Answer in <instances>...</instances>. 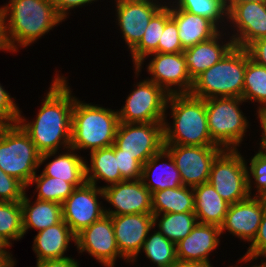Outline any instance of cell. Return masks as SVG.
Returning <instances> with one entry per match:
<instances>
[{
  "mask_svg": "<svg viewBox=\"0 0 266 267\" xmlns=\"http://www.w3.org/2000/svg\"><path fill=\"white\" fill-rule=\"evenodd\" d=\"M43 99L36 120L26 123L19 111L18 124L29 135L40 155V165L57 154L59 146L70 148L72 111L75 97L71 96L66 77L56 75Z\"/></svg>",
  "mask_w": 266,
  "mask_h": 267,
  "instance_id": "cell-1",
  "label": "cell"
},
{
  "mask_svg": "<svg viewBox=\"0 0 266 267\" xmlns=\"http://www.w3.org/2000/svg\"><path fill=\"white\" fill-rule=\"evenodd\" d=\"M3 8L12 52H17L18 43L27 47L64 21L51 0H10Z\"/></svg>",
  "mask_w": 266,
  "mask_h": 267,
  "instance_id": "cell-2",
  "label": "cell"
},
{
  "mask_svg": "<svg viewBox=\"0 0 266 267\" xmlns=\"http://www.w3.org/2000/svg\"><path fill=\"white\" fill-rule=\"evenodd\" d=\"M169 106L173 127L163 122L164 144L218 146L208 131L206 99L190 93L169 94L166 108Z\"/></svg>",
  "mask_w": 266,
  "mask_h": 267,
  "instance_id": "cell-3",
  "label": "cell"
},
{
  "mask_svg": "<svg viewBox=\"0 0 266 267\" xmlns=\"http://www.w3.org/2000/svg\"><path fill=\"white\" fill-rule=\"evenodd\" d=\"M119 125L118 111L83 103L75 98L72 111L70 147L93 150L114 144Z\"/></svg>",
  "mask_w": 266,
  "mask_h": 267,
  "instance_id": "cell-4",
  "label": "cell"
},
{
  "mask_svg": "<svg viewBox=\"0 0 266 267\" xmlns=\"http://www.w3.org/2000/svg\"><path fill=\"white\" fill-rule=\"evenodd\" d=\"M248 51L234 46L219 62L193 80L190 94L210 99L215 97L242 98Z\"/></svg>",
  "mask_w": 266,
  "mask_h": 267,
  "instance_id": "cell-5",
  "label": "cell"
},
{
  "mask_svg": "<svg viewBox=\"0 0 266 267\" xmlns=\"http://www.w3.org/2000/svg\"><path fill=\"white\" fill-rule=\"evenodd\" d=\"M40 153L17 123L0 126V169L26 187L40 166Z\"/></svg>",
  "mask_w": 266,
  "mask_h": 267,
  "instance_id": "cell-6",
  "label": "cell"
},
{
  "mask_svg": "<svg viewBox=\"0 0 266 267\" xmlns=\"http://www.w3.org/2000/svg\"><path fill=\"white\" fill-rule=\"evenodd\" d=\"M238 97H215L206 99L208 131L212 140L223 149H237L244 139L248 120L239 105Z\"/></svg>",
  "mask_w": 266,
  "mask_h": 267,
  "instance_id": "cell-7",
  "label": "cell"
},
{
  "mask_svg": "<svg viewBox=\"0 0 266 267\" xmlns=\"http://www.w3.org/2000/svg\"><path fill=\"white\" fill-rule=\"evenodd\" d=\"M244 157L237 149H224L213 161L208 183L227 203L248 198V174Z\"/></svg>",
  "mask_w": 266,
  "mask_h": 267,
  "instance_id": "cell-8",
  "label": "cell"
},
{
  "mask_svg": "<svg viewBox=\"0 0 266 267\" xmlns=\"http://www.w3.org/2000/svg\"><path fill=\"white\" fill-rule=\"evenodd\" d=\"M127 97L125 106L118 110L121 123H151L166 121V104L169 94L150 80L136 84Z\"/></svg>",
  "mask_w": 266,
  "mask_h": 267,
  "instance_id": "cell-9",
  "label": "cell"
},
{
  "mask_svg": "<svg viewBox=\"0 0 266 267\" xmlns=\"http://www.w3.org/2000/svg\"><path fill=\"white\" fill-rule=\"evenodd\" d=\"M114 145L120 149V154L135 156L143 165L164 148L163 122H119Z\"/></svg>",
  "mask_w": 266,
  "mask_h": 267,
  "instance_id": "cell-10",
  "label": "cell"
},
{
  "mask_svg": "<svg viewBox=\"0 0 266 267\" xmlns=\"http://www.w3.org/2000/svg\"><path fill=\"white\" fill-rule=\"evenodd\" d=\"M179 170L184 186L196 187L208 182L211 166L224 150L220 146L164 144Z\"/></svg>",
  "mask_w": 266,
  "mask_h": 267,
  "instance_id": "cell-11",
  "label": "cell"
},
{
  "mask_svg": "<svg viewBox=\"0 0 266 267\" xmlns=\"http://www.w3.org/2000/svg\"><path fill=\"white\" fill-rule=\"evenodd\" d=\"M97 196L104 198L103 189L85 182L75 188L63 202V220L75 235L105 215V209L101 207Z\"/></svg>",
  "mask_w": 266,
  "mask_h": 267,
  "instance_id": "cell-12",
  "label": "cell"
},
{
  "mask_svg": "<svg viewBox=\"0 0 266 267\" xmlns=\"http://www.w3.org/2000/svg\"><path fill=\"white\" fill-rule=\"evenodd\" d=\"M75 245L88 252L106 267H114L117 257L123 258L118 249L111 216L104 215L76 235Z\"/></svg>",
  "mask_w": 266,
  "mask_h": 267,
  "instance_id": "cell-13",
  "label": "cell"
},
{
  "mask_svg": "<svg viewBox=\"0 0 266 267\" xmlns=\"http://www.w3.org/2000/svg\"><path fill=\"white\" fill-rule=\"evenodd\" d=\"M228 20L237 33L231 38L236 47L247 48L252 42L266 37V2L226 3Z\"/></svg>",
  "mask_w": 266,
  "mask_h": 267,
  "instance_id": "cell-14",
  "label": "cell"
},
{
  "mask_svg": "<svg viewBox=\"0 0 266 267\" xmlns=\"http://www.w3.org/2000/svg\"><path fill=\"white\" fill-rule=\"evenodd\" d=\"M101 188L104 199L116 209H105V215L152 213V193L144 186L141 179L124 180Z\"/></svg>",
  "mask_w": 266,
  "mask_h": 267,
  "instance_id": "cell-15",
  "label": "cell"
},
{
  "mask_svg": "<svg viewBox=\"0 0 266 267\" xmlns=\"http://www.w3.org/2000/svg\"><path fill=\"white\" fill-rule=\"evenodd\" d=\"M153 59L149 62L147 69L153 81L162 87L168 94L190 93L193 80L189 76L185 57L179 53H151ZM172 86L178 87L172 89Z\"/></svg>",
  "mask_w": 266,
  "mask_h": 267,
  "instance_id": "cell-16",
  "label": "cell"
},
{
  "mask_svg": "<svg viewBox=\"0 0 266 267\" xmlns=\"http://www.w3.org/2000/svg\"><path fill=\"white\" fill-rule=\"evenodd\" d=\"M120 255L134 262L142 250L149 231L154 227L153 213L111 216Z\"/></svg>",
  "mask_w": 266,
  "mask_h": 267,
  "instance_id": "cell-17",
  "label": "cell"
},
{
  "mask_svg": "<svg viewBox=\"0 0 266 267\" xmlns=\"http://www.w3.org/2000/svg\"><path fill=\"white\" fill-rule=\"evenodd\" d=\"M266 210V199L251 197L229 205L221 234L228 230L232 235L244 241L252 242L258 232L263 214Z\"/></svg>",
  "mask_w": 266,
  "mask_h": 267,
  "instance_id": "cell-18",
  "label": "cell"
},
{
  "mask_svg": "<svg viewBox=\"0 0 266 267\" xmlns=\"http://www.w3.org/2000/svg\"><path fill=\"white\" fill-rule=\"evenodd\" d=\"M159 1L116 0L118 25L130 51L140 42L153 15L163 6Z\"/></svg>",
  "mask_w": 266,
  "mask_h": 267,
  "instance_id": "cell-19",
  "label": "cell"
},
{
  "mask_svg": "<svg viewBox=\"0 0 266 267\" xmlns=\"http://www.w3.org/2000/svg\"><path fill=\"white\" fill-rule=\"evenodd\" d=\"M220 226L197 223L191 233L176 244L181 262H210L209 254L220 243Z\"/></svg>",
  "mask_w": 266,
  "mask_h": 267,
  "instance_id": "cell-20",
  "label": "cell"
},
{
  "mask_svg": "<svg viewBox=\"0 0 266 267\" xmlns=\"http://www.w3.org/2000/svg\"><path fill=\"white\" fill-rule=\"evenodd\" d=\"M221 34L222 32L219 31L212 38L182 51L192 80L219 62L235 46L232 38L224 45L223 42L222 45L219 44L218 39L220 40Z\"/></svg>",
  "mask_w": 266,
  "mask_h": 267,
  "instance_id": "cell-21",
  "label": "cell"
},
{
  "mask_svg": "<svg viewBox=\"0 0 266 267\" xmlns=\"http://www.w3.org/2000/svg\"><path fill=\"white\" fill-rule=\"evenodd\" d=\"M162 158L163 160L164 158L169 160V163L162 162L160 164L159 161ZM155 171H159V174L155 173ZM141 180L143 181L144 186L151 193L167 188L174 189L183 186L179 170L177 169L171 154L165 148L160 150L154 156L150 157L142 165Z\"/></svg>",
  "mask_w": 266,
  "mask_h": 267,
  "instance_id": "cell-22",
  "label": "cell"
},
{
  "mask_svg": "<svg viewBox=\"0 0 266 267\" xmlns=\"http://www.w3.org/2000/svg\"><path fill=\"white\" fill-rule=\"evenodd\" d=\"M170 15L178 26L179 40L184 49L206 41L220 30L209 19L176 9L170 5Z\"/></svg>",
  "mask_w": 266,
  "mask_h": 267,
  "instance_id": "cell-23",
  "label": "cell"
},
{
  "mask_svg": "<svg viewBox=\"0 0 266 267\" xmlns=\"http://www.w3.org/2000/svg\"><path fill=\"white\" fill-rule=\"evenodd\" d=\"M34 238L33 251L37 261L65 258L70 240L76 242V235L64 220L39 231Z\"/></svg>",
  "mask_w": 266,
  "mask_h": 267,
  "instance_id": "cell-24",
  "label": "cell"
},
{
  "mask_svg": "<svg viewBox=\"0 0 266 267\" xmlns=\"http://www.w3.org/2000/svg\"><path fill=\"white\" fill-rule=\"evenodd\" d=\"M193 192L194 213L198 223L221 226L230 204L224 201L208 182L194 187Z\"/></svg>",
  "mask_w": 266,
  "mask_h": 267,
  "instance_id": "cell-25",
  "label": "cell"
},
{
  "mask_svg": "<svg viewBox=\"0 0 266 267\" xmlns=\"http://www.w3.org/2000/svg\"><path fill=\"white\" fill-rule=\"evenodd\" d=\"M20 203L24 234H26L29 228H35L39 232L63 220L62 205L59 203L37 199L34 201V204L31 205L26 193Z\"/></svg>",
  "mask_w": 266,
  "mask_h": 267,
  "instance_id": "cell-26",
  "label": "cell"
},
{
  "mask_svg": "<svg viewBox=\"0 0 266 267\" xmlns=\"http://www.w3.org/2000/svg\"><path fill=\"white\" fill-rule=\"evenodd\" d=\"M85 178L86 182L94 185L100 179L110 185L124 181L118 169L114 144L90 152V166L85 163Z\"/></svg>",
  "mask_w": 266,
  "mask_h": 267,
  "instance_id": "cell-27",
  "label": "cell"
},
{
  "mask_svg": "<svg viewBox=\"0 0 266 267\" xmlns=\"http://www.w3.org/2000/svg\"><path fill=\"white\" fill-rule=\"evenodd\" d=\"M69 152L56 156L45 166L42 174L44 176L57 178L71 183L75 188L82 186L86 182L84 158L73 153L75 149L68 148ZM72 151V152H71Z\"/></svg>",
  "mask_w": 266,
  "mask_h": 267,
  "instance_id": "cell-28",
  "label": "cell"
},
{
  "mask_svg": "<svg viewBox=\"0 0 266 267\" xmlns=\"http://www.w3.org/2000/svg\"><path fill=\"white\" fill-rule=\"evenodd\" d=\"M194 192L192 187L180 186L152 193L153 217L165 213L194 212Z\"/></svg>",
  "mask_w": 266,
  "mask_h": 267,
  "instance_id": "cell-29",
  "label": "cell"
},
{
  "mask_svg": "<svg viewBox=\"0 0 266 267\" xmlns=\"http://www.w3.org/2000/svg\"><path fill=\"white\" fill-rule=\"evenodd\" d=\"M165 5L153 15L140 42L131 50L137 76L146 56L158 53V43L165 28Z\"/></svg>",
  "mask_w": 266,
  "mask_h": 267,
  "instance_id": "cell-30",
  "label": "cell"
},
{
  "mask_svg": "<svg viewBox=\"0 0 266 267\" xmlns=\"http://www.w3.org/2000/svg\"><path fill=\"white\" fill-rule=\"evenodd\" d=\"M161 215L160 220L158 217H153L154 227H156V222L159 221L158 231L175 245L189 235L198 223L194 212L165 213Z\"/></svg>",
  "mask_w": 266,
  "mask_h": 267,
  "instance_id": "cell-31",
  "label": "cell"
},
{
  "mask_svg": "<svg viewBox=\"0 0 266 267\" xmlns=\"http://www.w3.org/2000/svg\"><path fill=\"white\" fill-rule=\"evenodd\" d=\"M242 99L260 104L258 113L266 111V67L253 61L248 53V62L244 74Z\"/></svg>",
  "mask_w": 266,
  "mask_h": 267,
  "instance_id": "cell-32",
  "label": "cell"
},
{
  "mask_svg": "<svg viewBox=\"0 0 266 267\" xmlns=\"http://www.w3.org/2000/svg\"><path fill=\"white\" fill-rule=\"evenodd\" d=\"M154 232L143 243V252L157 267H173L178 262L176 245L159 231Z\"/></svg>",
  "mask_w": 266,
  "mask_h": 267,
  "instance_id": "cell-33",
  "label": "cell"
},
{
  "mask_svg": "<svg viewBox=\"0 0 266 267\" xmlns=\"http://www.w3.org/2000/svg\"><path fill=\"white\" fill-rule=\"evenodd\" d=\"M172 5L176 9L207 18L217 27L219 23H222L224 17L228 18L225 0H175Z\"/></svg>",
  "mask_w": 266,
  "mask_h": 267,
  "instance_id": "cell-34",
  "label": "cell"
},
{
  "mask_svg": "<svg viewBox=\"0 0 266 267\" xmlns=\"http://www.w3.org/2000/svg\"><path fill=\"white\" fill-rule=\"evenodd\" d=\"M36 183L37 199L42 201H52L59 204L63 202L72 194L75 187L63 180L40 175H35L30 184Z\"/></svg>",
  "mask_w": 266,
  "mask_h": 267,
  "instance_id": "cell-35",
  "label": "cell"
},
{
  "mask_svg": "<svg viewBox=\"0 0 266 267\" xmlns=\"http://www.w3.org/2000/svg\"><path fill=\"white\" fill-rule=\"evenodd\" d=\"M0 234L10 244L11 240L23 238L20 202H0Z\"/></svg>",
  "mask_w": 266,
  "mask_h": 267,
  "instance_id": "cell-36",
  "label": "cell"
},
{
  "mask_svg": "<svg viewBox=\"0 0 266 267\" xmlns=\"http://www.w3.org/2000/svg\"><path fill=\"white\" fill-rule=\"evenodd\" d=\"M183 50L178 36V26L170 15V4L169 7L165 5V28L158 43V53H179Z\"/></svg>",
  "mask_w": 266,
  "mask_h": 267,
  "instance_id": "cell-37",
  "label": "cell"
},
{
  "mask_svg": "<svg viewBox=\"0 0 266 267\" xmlns=\"http://www.w3.org/2000/svg\"><path fill=\"white\" fill-rule=\"evenodd\" d=\"M250 172L247 171L248 174V192L251 195V175L255 179L257 194L254 197L264 198L266 199V154L262 153L258 150L253 158L250 160ZM251 173V175H249Z\"/></svg>",
  "mask_w": 266,
  "mask_h": 267,
  "instance_id": "cell-38",
  "label": "cell"
},
{
  "mask_svg": "<svg viewBox=\"0 0 266 267\" xmlns=\"http://www.w3.org/2000/svg\"><path fill=\"white\" fill-rule=\"evenodd\" d=\"M26 186L0 169V202H21Z\"/></svg>",
  "mask_w": 266,
  "mask_h": 267,
  "instance_id": "cell-39",
  "label": "cell"
},
{
  "mask_svg": "<svg viewBox=\"0 0 266 267\" xmlns=\"http://www.w3.org/2000/svg\"><path fill=\"white\" fill-rule=\"evenodd\" d=\"M114 151L117 158L118 169L124 180H137L142 177V164L128 154H120V149L114 145Z\"/></svg>",
  "mask_w": 266,
  "mask_h": 267,
  "instance_id": "cell-40",
  "label": "cell"
},
{
  "mask_svg": "<svg viewBox=\"0 0 266 267\" xmlns=\"http://www.w3.org/2000/svg\"><path fill=\"white\" fill-rule=\"evenodd\" d=\"M259 256L266 258V210L255 239L251 242L246 254L239 261L247 263V261L250 262L251 260L258 259Z\"/></svg>",
  "mask_w": 266,
  "mask_h": 267,
  "instance_id": "cell-41",
  "label": "cell"
},
{
  "mask_svg": "<svg viewBox=\"0 0 266 267\" xmlns=\"http://www.w3.org/2000/svg\"><path fill=\"white\" fill-rule=\"evenodd\" d=\"M19 107L0 84V126L18 123Z\"/></svg>",
  "mask_w": 266,
  "mask_h": 267,
  "instance_id": "cell-42",
  "label": "cell"
},
{
  "mask_svg": "<svg viewBox=\"0 0 266 267\" xmlns=\"http://www.w3.org/2000/svg\"><path fill=\"white\" fill-rule=\"evenodd\" d=\"M246 49L253 61L266 67V37L255 40Z\"/></svg>",
  "mask_w": 266,
  "mask_h": 267,
  "instance_id": "cell-43",
  "label": "cell"
},
{
  "mask_svg": "<svg viewBox=\"0 0 266 267\" xmlns=\"http://www.w3.org/2000/svg\"><path fill=\"white\" fill-rule=\"evenodd\" d=\"M58 15L64 20L68 15L70 9L90 4L96 0H51Z\"/></svg>",
  "mask_w": 266,
  "mask_h": 267,
  "instance_id": "cell-44",
  "label": "cell"
},
{
  "mask_svg": "<svg viewBox=\"0 0 266 267\" xmlns=\"http://www.w3.org/2000/svg\"><path fill=\"white\" fill-rule=\"evenodd\" d=\"M36 265V267H79V263L71 257L41 260L37 261Z\"/></svg>",
  "mask_w": 266,
  "mask_h": 267,
  "instance_id": "cell-45",
  "label": "cell"
},
{
  "mask_svg": "<svg viewBox=\"0 0 266 267\" xmlns=\"http://www.w3.org/2000/svg\"><path fill=\"white\" fill-rule=\"evenodd\" d=\"M0 49L6 51H12L10 43L7 38L6 30V16L3 7H0Z\"/></svg>",
  "mask_w": 266,
  "mask_h": 267,
  "instance_id": "cell-46",
  "label": "cell"
},
{
  "mask_svg": "<svg viewBox=\"0 0 266 267\" xmlns=\"http://www.w3.org/2000/svg\"><path fill=\"white\" fill-rule=\"evenodd\" d=\"M258 117H259V121H260V126L262 129V139L260 142V148L261 150H259L262 153L266 154V111H262L258 113Z\"/></svg>",
  "mask_w": 266,
  "mask_h": 267,
  "instance_id": "cell-47",
  "label": "cell"
},
{
  "mask_svg": "<svg viewBox=\"0 0 266 267\" xmlns=\"http://www.w3.org/2000/svg\"><path fill=\"white\" fill-rule=\"evenodd\" d=\"M7 247H11V244L8 243L3 237L2 235L0 234V255L6 260V261H9V260H13L12 257V254L9 252H7L5 249H7ZM11 255V256H10Z\"/></svg>",
  "mask_w": 266,
  "mask_h": 267,
  "instance_id": "cell-48",
  "label": "cell"
},
{
  "mask_svg": "<svg viewBox=\"0 0 266 267\" xmlns=\"http://www.w3.org/2000/svg\"><path fill=\"white\" fill-rule=\"evenodd\" d=\"M173 267H213L210 262H181L178 261Z\"/></svg>",
  "mask_w": 266,
  "mask_h": 267,
  "instance_id": "cell-49",
  "label": "cell"
},
{
  "mask_svg": "<svg viewBox=\"0 0 266 267\" xmlns=\"http://www.w3.org/2000/svg\"><path fill=\"white\" fill-rule=\"evenodd\" d=\"M245 2H260V3H265L266 0H225V3H245Z\"/></svg>",
  "mask_w": 266,
  "mask_h": 267,
  "instance_id": "cell-50",
  "label": "cell"
},
{
  "mask_svg": "<svg viewBox=\"0 0 266 267\" xmlns=\"http://www.w3.org/2000/svg\"><path fill=\"white\" fill-rule=\"evenodd\" d=\"M15 261L14 260H9L4 262L0 267H14Z\"/></svg>",
  "mask_w": 266,
  "mask_h": 267,
  "instance_id": "cell-51",
  "label": "cell"
},
{
  "mask_svg": "<svg viewBox=\"0 0 266 267\" xmlns=\"http://www.w3.org/2000/svg\"><path fill=\"white\" fill-rule=\"evenodd\" d=\"M233 267V266H232ZM238 267V266H237ZM251 267H266V260H265V262L263 261L262 263H261V265H258V266H256V265H254V266H251Z\"/></svg>",
  "mask_w": 266,
  "mask_h": 267,
  "instance_id": "cell-52",
  "label": "cell"
},
{
  "mask_svg": "<svg viewBox=\"0 0 266 267\" xmlns=\"http://www.w3.org/2000/svg\"><path fill=\"white\" fill-rule=\"evenodd\" d=\"M4 262H6V260L0 255V266H1Z\"/></svg>",
  "mask_w": 266,
  "mask_h": 267,
  "instance_id": "cell-53",
  "label": "cell"
}]
</instances>
